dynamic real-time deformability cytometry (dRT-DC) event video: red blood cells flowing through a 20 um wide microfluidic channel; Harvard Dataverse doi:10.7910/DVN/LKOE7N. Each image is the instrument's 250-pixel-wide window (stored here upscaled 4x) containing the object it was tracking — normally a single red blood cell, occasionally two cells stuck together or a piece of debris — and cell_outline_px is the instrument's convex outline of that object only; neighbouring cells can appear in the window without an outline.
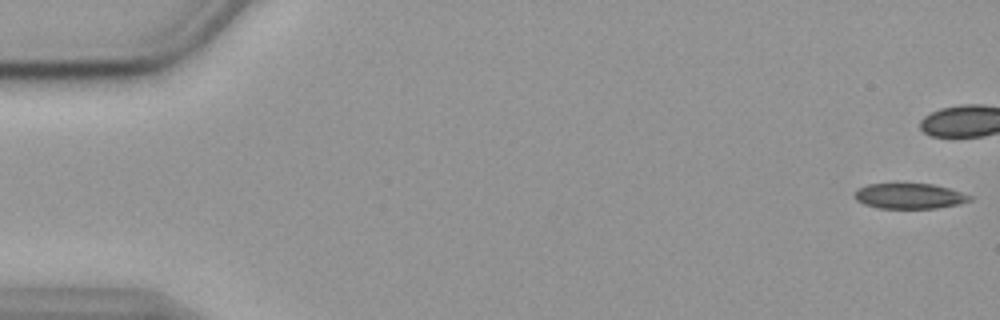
{"species": "common noctule bat (a hibernating species)", "species_latin": "Nyctalus noctula", "temperature_condition": "cold", "stored_images_in_passage": 44, "camera_frame_rate_fps": 3000, "um_per_image_px": 0.085, "animal": {"sex": "female", "body_mass_g": 19.9}, "frame": {"image": 1, "passage_image": 1, "time_ms": 0.0, "image_size_px": [1000, 320], "cell_outline_px": [[972, 200], [960, 204], [936, 208], [880, 208], [864, 204], [856, 200], [856, 188], [868, 184], [896, 180], [932, 184], [948, 188], [972, 196]], "centroid_in_image_um": [77.26, 16.61], "position_along_channel_um": 7.7, "area_um2": 17.8}}